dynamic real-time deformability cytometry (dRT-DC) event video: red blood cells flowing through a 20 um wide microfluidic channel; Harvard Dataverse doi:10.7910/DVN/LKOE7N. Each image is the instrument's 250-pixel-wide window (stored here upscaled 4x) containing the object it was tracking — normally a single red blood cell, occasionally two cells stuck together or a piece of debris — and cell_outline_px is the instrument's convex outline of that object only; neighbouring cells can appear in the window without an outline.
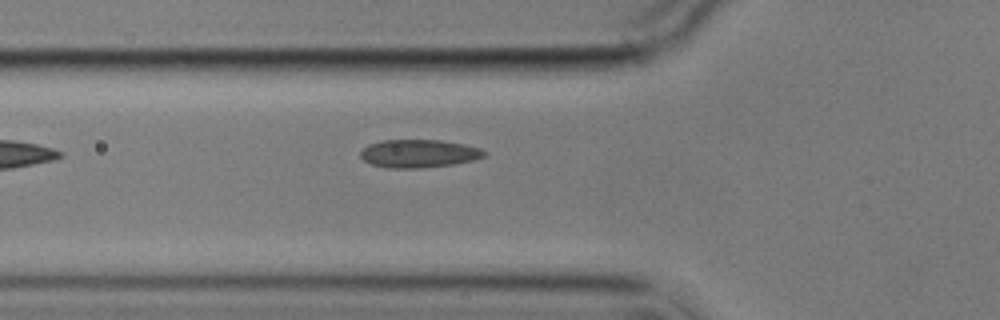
{"species": "common noctule bat (a hibernating species)", "species_latin": "Nyctalus noctula", "temperature_condition": "cold", "stored_images_in_passage": 6, "camera_frame_rate_fps": 3000, "um_per_image_px": 0.085, "animal": {"sex": "male", "body_mass_g": 17.9}, "frame": {"image": 1, "passage_image": 6, "time_ms": 5.667, "image_size_px": [1000, 320], "cell_outline_px": [[488, 156], [456, 164], [420, 168], [388, 168], [372, 164], [364, 160], [360, 156], [360, 152], [368, 144], [380, 140], [440, 140], [464, 144], [480, 148], [488, 152]], "centroid_in_image_um": [35.63, 13.05], "position_along_channel_um": 90.2, "area_um2": 20.4}}